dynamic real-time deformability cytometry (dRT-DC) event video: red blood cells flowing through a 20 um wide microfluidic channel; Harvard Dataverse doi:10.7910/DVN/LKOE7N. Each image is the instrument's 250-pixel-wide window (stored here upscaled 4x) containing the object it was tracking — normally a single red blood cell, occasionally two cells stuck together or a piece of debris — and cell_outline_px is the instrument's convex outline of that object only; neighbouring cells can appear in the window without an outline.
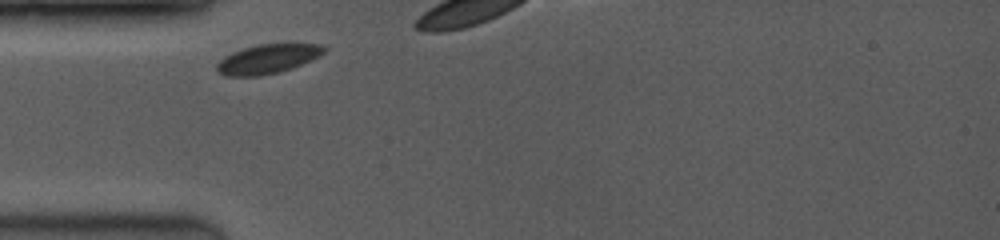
{"species": "common noctule bat (a hibernating species)", "species_latin": "Nyctalus noctula", "temperature_condition": "room temperature", "stored_images_in_passage": 3, "camera_frame_rate_fps": 3500, "um_per_image_px": 0.085, "animal": {"sex": "female", "body_mass_g": 19.0, "forearm_length_mm": 53.3}, "frame": {"image": 1, "passage_image": 1, "time_ms": 0.0, "image_size_px": [1000, 240], "cell_outline_px": [[328, 48], [324, 52], [292, 68], [276, 72], [256, 76], [224, 76], [216, 72], [216, 64], [224, 56], [232, 52], [256, 44], [324, 44]], "centroid_in_image_um": [22.68, 5.0], "position_along_channel_um": 62.3, "area_um2": 18.09}}